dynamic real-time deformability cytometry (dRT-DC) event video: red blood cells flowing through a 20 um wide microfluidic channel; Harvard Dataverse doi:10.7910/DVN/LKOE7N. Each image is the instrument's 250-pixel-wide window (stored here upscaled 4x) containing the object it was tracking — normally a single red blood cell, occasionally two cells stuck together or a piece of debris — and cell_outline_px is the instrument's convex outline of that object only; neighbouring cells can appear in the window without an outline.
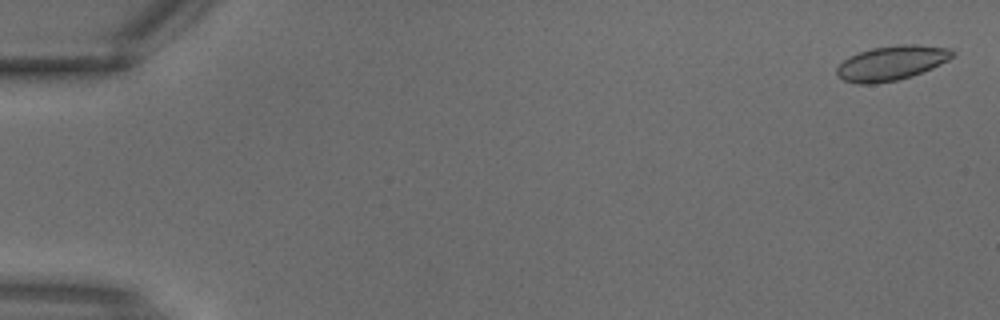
{"species": "common noctule bat (a hibernating species)", "species_latin": "Nyctalus noctula", "temperature_condition": "warm", "stored_images_in_passage": 3, "camera_frame_rate_fps": 3000, "um_per_image_px": 0.085, "animal": {"sex": "male", "body_mass_g": 18.8}, "frame": {"image": 1, "passage_image": 1, "time_ms": 0.0, "image_size_px": [1000, 320], "cell_outline_px": [[956, 52], [948, 60], [932, 68], [912, 76], [896, 80], [872, 84], [856, 84], [844, 80], [836, 72], [836, 68], [848, 56], [872, 48], [904, 44], [916, 44], [952, 48]], "centroid_in_image_um": [75.8, 5.35], "position_along_channel_um": 9.2, "area_um2": 23.24}}
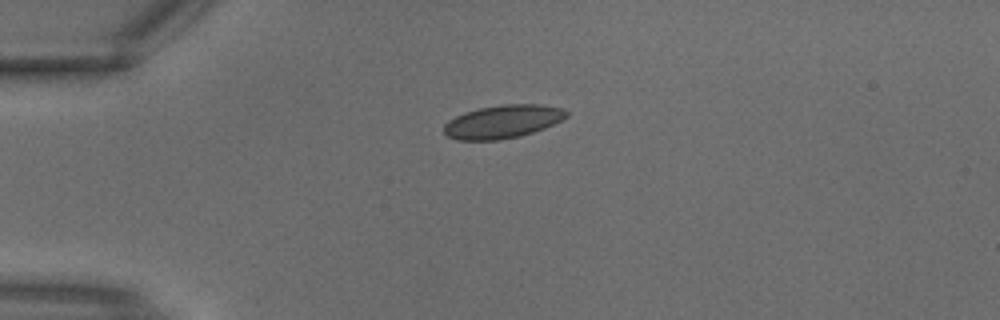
{"frame": {"image": 2, "passage_image": 3, "time_ms": 0.667, "image_size_px": [1000, 320], "cell_outline_px": [[568, 116], [544, 128], [520, 136], [500, 140], [456, 140], [448, 136], [444, 132], [444, 124], [448, 120], [464, 112], [480, 108], [504, 104], [540, 104], [564, 108], [568, 112]], "centroid_in_image_um": [42.72, 10.33], "position_along_channel_um": 42.3, "area_um2": 23.7}}